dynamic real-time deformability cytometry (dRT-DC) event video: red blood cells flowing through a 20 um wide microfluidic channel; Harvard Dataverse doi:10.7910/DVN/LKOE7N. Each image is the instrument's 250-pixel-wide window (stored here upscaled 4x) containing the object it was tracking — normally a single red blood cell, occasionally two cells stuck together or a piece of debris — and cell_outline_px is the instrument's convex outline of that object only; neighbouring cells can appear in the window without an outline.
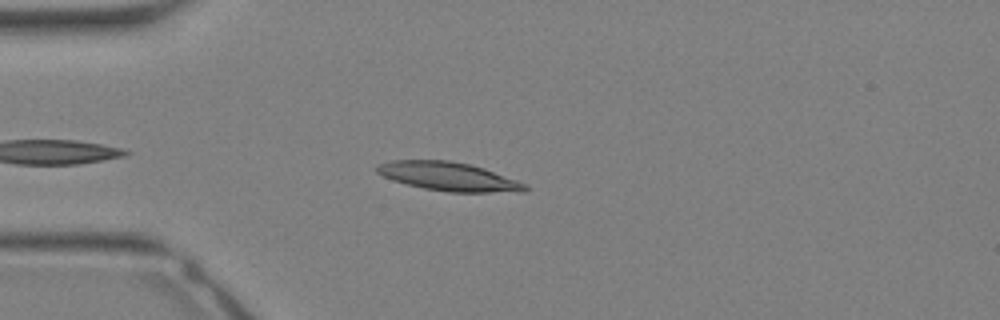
{"species": "Egyptian fruit bat (a non-hibernating species)", "species_latin": "Rousettus aegyptiacus", "temperature_condition": "warm", "stored_images_in_passage": 24, "camera_frame_rate_fps": 3000, "um_per_image_px": 0.085, "animal": {"sex": "female"}, "frame": {"image": 1, "passage_image": 3, "time_ms": 0.667, "image_size_px": [1000, 320], "cell_outline_px": [[528, 188], [524, 192], [448, 192], [424, 188], [392, 180], [376, 172], [376, 164], [392, 160], [452, 160], [484, 168], [528, 184]], "centroid_in_image_um": [38.14, 15.0], "position_along_channel_um": 46.9, "area_um2": 24.8}}
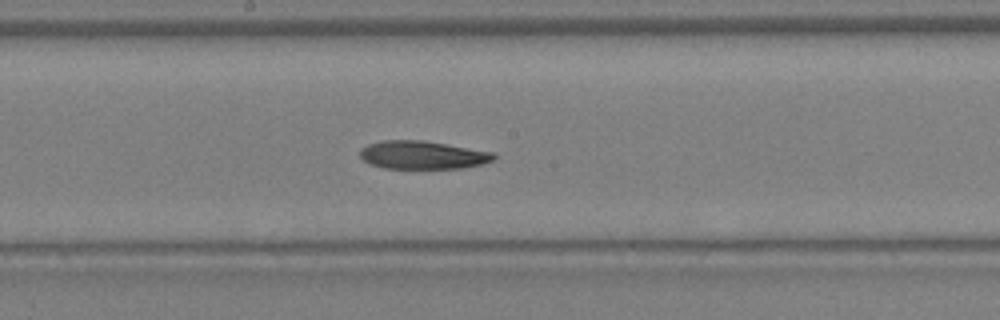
{"frame": {"image": 2, "passage_image": 12, "time_ms": 3.667, "image_size_px": [1000, 320], "cell_outline_px": [[496, 160], [484, 164], [464, 168], [384, 168], [368, 164], [360, 156], [360, 148], [368, 144], [380, 140], [424, 140], [496, 152]], "centroid_in_image_um": [35.96, 13.17], "position_along_channel_um": 212.2, "area_um2": 22.37}}
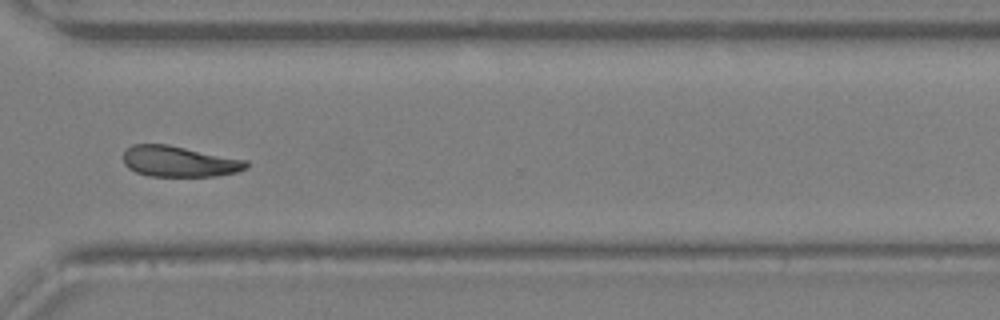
{"frame": {"image": 3, "passage_image": 19, "time_ms": 6.0, "image_size_px": [1000, 320], "cell_outline_px": [[248, 168], [236, 172], [216, 176], [148, 176], [136, 172], [128, 168], [124, 164], [124, 152], [132, 144], [168, 144], [248, 160]], "centroid_in_image_um": [15.25, 13.72], "position_along_channel_um": 355.4, "area_um2": 22.2}}